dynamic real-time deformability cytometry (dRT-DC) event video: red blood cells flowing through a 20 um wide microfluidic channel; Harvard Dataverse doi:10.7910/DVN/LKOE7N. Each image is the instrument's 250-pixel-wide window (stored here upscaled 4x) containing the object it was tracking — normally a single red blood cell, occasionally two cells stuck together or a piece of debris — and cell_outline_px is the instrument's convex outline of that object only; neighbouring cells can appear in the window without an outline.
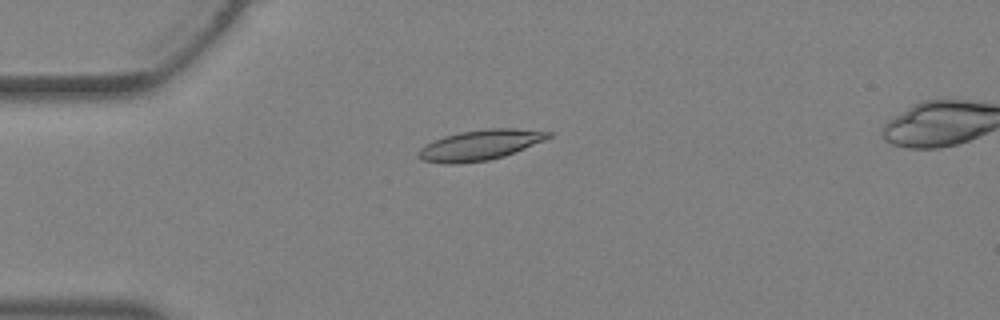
{"species": "Egyptian fruit bat (a non-hibernating species)", "species_latin": "Rousettus aegyptiacus", "temperature_condition": "warm", "stored_images_in_passage": 37, "camera_frame_rate_fps": 3000, "um_per_image_px": 0.085, "animal": {"sex": "female"}, "frame": {"image": 1, "passage_image": 10, "time_ms": 3.0, "image_size_px": [1000, 320], "cell_outline_px": [[552, 136], [544, 140], [504, 156], [488, 160], [456, 164], [448, 164], [420, 160], [416, 156], [420, 148], [444, 136], [460, 132], [488, 128], [516, 128], [552, 132]], "centroid_in_image_um": [40.79, 12.33], "position_along_channel_um": 44.2, "area_um2": 22.77}}
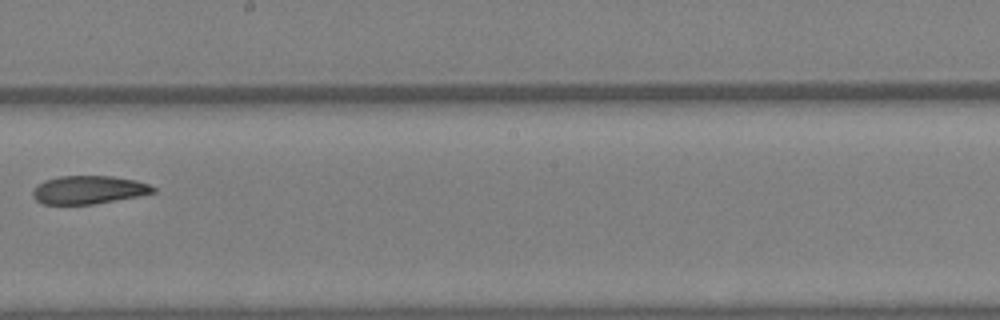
{"frame": {"image": 2, "passage_image": 22, "time_ms": 7.0, "image_size_px": [1000, 320], "cell_outline_px": [[156, 192], [136, 196], [92, 204], [44, 204], [36, 200], [32, 196], [32, 192], [36, 184], [44, 180], [60, 176], [112, 176], [136, 180], [148, 184], [156, 188]], "centroid_in_image_um": [7.5, 16.12], "position_along_channel_um": 240.7, "area_um2": 19.71}}
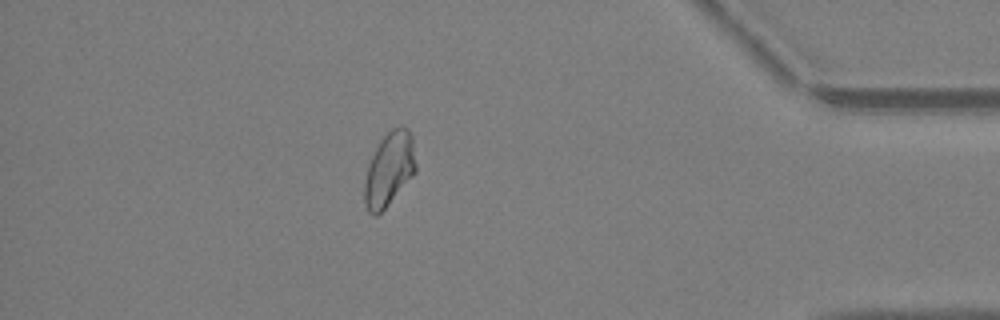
{"frame": {"image": 3, "passage_image": 33, "time_ms": 10.667, "image_size_px": [1000, 320], "cell_outline_px": [[416, 172], [384, 208], [376, 216], [372, 216], [368, 212], [364, 204], [364, 180], [368, 164], [380, 140], [392, 128], [408, 128], [412, 136], [416, 164]], "centroid_in_image_um": [33.06, 14.4], "position_along_channel_um": 402.1, "area_um2": 21.91}}